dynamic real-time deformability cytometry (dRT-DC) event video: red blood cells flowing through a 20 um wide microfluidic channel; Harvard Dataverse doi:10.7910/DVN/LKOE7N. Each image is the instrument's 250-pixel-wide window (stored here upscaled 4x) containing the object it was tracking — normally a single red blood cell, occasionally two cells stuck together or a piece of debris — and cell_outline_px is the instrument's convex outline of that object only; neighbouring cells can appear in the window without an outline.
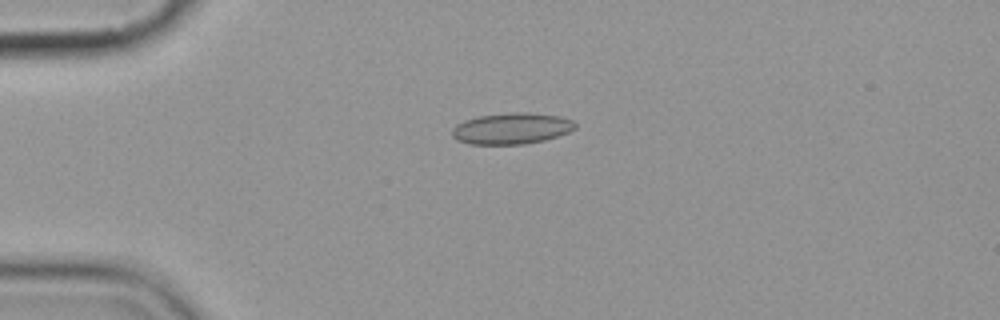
{"species": "common noctule bat (a hibernating species)", "species_latin": "Nyctalus noctula", "temperature_condition": "cold", "stored_images_in_passage": 6, "camera_frame_rate_fps": 3000, "um_per_image_px": 0.085, "animal": {"sex": "female", "body_mass_g": 19.9}, "frame": {"image": 1, "passage_image": 4, "time_ms": 3.333, "image_size_px": [1000, 320], "cell_outline_px": [[576, 128], [568, 132], [544, 140], [524, 144], [468, 144], [456, 140], [452, 136], [452, 128], [456, 124], [464, 120], [476, 116], [512, 112], [528, 112], [560, 116], [572, 120], [576, 124]], "centroid_in_image_um": [43.45, 10.91], "position_along_channel_um": 41.6, "area_um2": 22.54}}
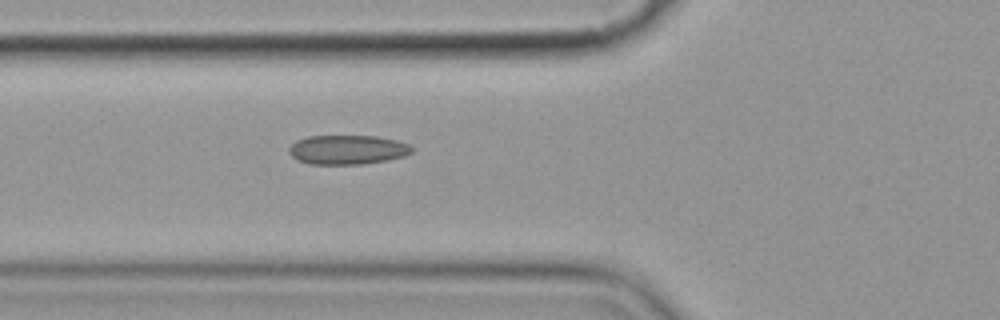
{"frame": {"image": 2, "passage_image": 6, "time_ms": 5.667, "image_size_px": [1000, 320], "cell_outline_px": [[412, 152], [404, 156], [388, 160], [364, 164], [308, 164], [292, 156], [288, 152], [288, 148], [296, 140], [308, 136], [376, 136], [396, 140], [408, 144], [412, 148]], "centroid_in_image_um": [29.53, 12.72], "position_along_channel_um": 96.3, "area_um2": 20.98}}